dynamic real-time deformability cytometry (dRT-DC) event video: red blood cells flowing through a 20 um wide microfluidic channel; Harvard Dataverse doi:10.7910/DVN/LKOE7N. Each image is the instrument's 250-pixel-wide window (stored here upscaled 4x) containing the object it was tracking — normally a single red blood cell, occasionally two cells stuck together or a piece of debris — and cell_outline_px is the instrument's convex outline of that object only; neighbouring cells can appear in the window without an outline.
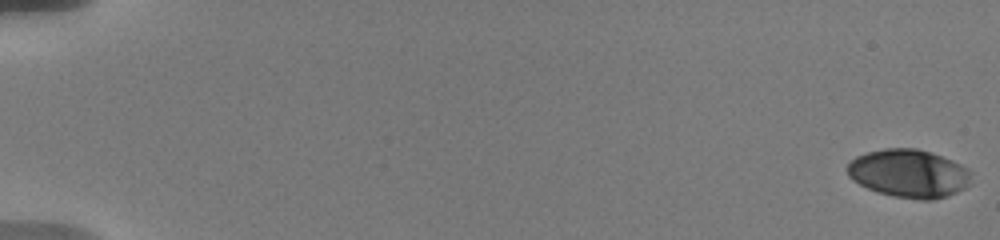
{"species": "human", "species_latin": "Homo sapiens", "temperature_condition": "warm", "stored_images_in_passage": 10, "camera_frame_rate_fps": 3000, "um_per_image_px": 0.085, "donor": {"sex": "male"}, "frame": {"image": 1, "passage_image": 1, "time_ms": 0.0, "image_size_px": [1000, 240], "cell_outline_px": [[968, 184], [964, 188], [948, 196], [932, 200], [920, 200], [892, 196], [876, 192], [852, 180], [848, 176], [848, 164], [856, 156], [868, 152], [884, 148], [916, 148], [952, 160], [964, 168], [968, 172]], "centroid_in_image_um": [77.19, 14.76], "position_along_channel_um": 7.8, "area_um2": 34.33}}
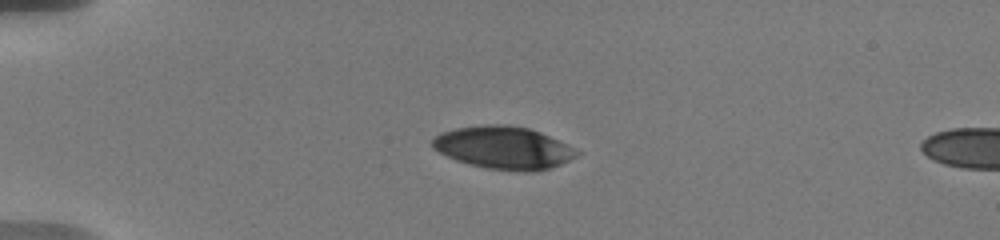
{"frame": {"image": 2, "passage_image": 8, "time_ms": 5.0, "image_size_px": [1000, 240], "cell_outline_px": [[584, 152], [560, 164], [548, 168], [532, 172], [524, 172], [488, 168], [468, 164], [456, 160], [432, 148], [432, 140], [440, 132], [456, 128], [484, 124], [504, 124], [528, 128], [540, 132]], "centroid_in_image_um": [42.81, 12.55], "position_along_channel_um": 42.2, "area_um2": 35.78}}